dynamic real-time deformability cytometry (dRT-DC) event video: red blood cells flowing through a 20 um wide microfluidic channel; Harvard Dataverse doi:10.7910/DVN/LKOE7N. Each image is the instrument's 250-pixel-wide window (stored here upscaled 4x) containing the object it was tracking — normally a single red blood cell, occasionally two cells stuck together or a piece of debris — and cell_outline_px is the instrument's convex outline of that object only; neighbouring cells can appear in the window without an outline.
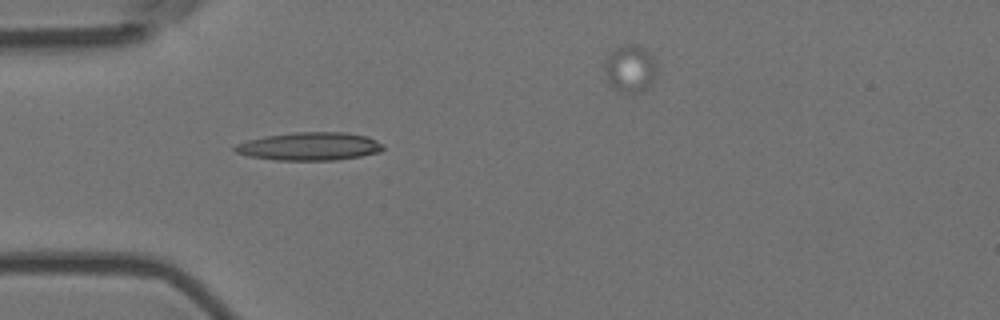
{"species": "Egyptian fruit bat (a non-hibernating species)", "species_latin": "Rousettus aegyptiacus", "temperature_condition": "room temperature", "stored_images_in_passage": 3, "segment_of_instrument_passage": [1, 2], "camera_frame_rate_fps": 3000, "um_per_image_px": 0.085, "animal": {"sex": "female"}, "frame": {"image": 1, "passage_image": 2, "time_ms": 0.333, "image_size_px": [1000, 320], "cell_outline_px": [[384, 148], [380, 152], [360, 156], [336, 160], [276, 160], [248, 156], [236, 152], [232, 148], [236, 144], [248, 140], [264, 136], [296, 132], [344, 132], [368, 136], [384, 144]], "centroid_in_image_um": [26.33, 12.44], "position_along_channel_um": 58.7, "area_um2": 24.33}}